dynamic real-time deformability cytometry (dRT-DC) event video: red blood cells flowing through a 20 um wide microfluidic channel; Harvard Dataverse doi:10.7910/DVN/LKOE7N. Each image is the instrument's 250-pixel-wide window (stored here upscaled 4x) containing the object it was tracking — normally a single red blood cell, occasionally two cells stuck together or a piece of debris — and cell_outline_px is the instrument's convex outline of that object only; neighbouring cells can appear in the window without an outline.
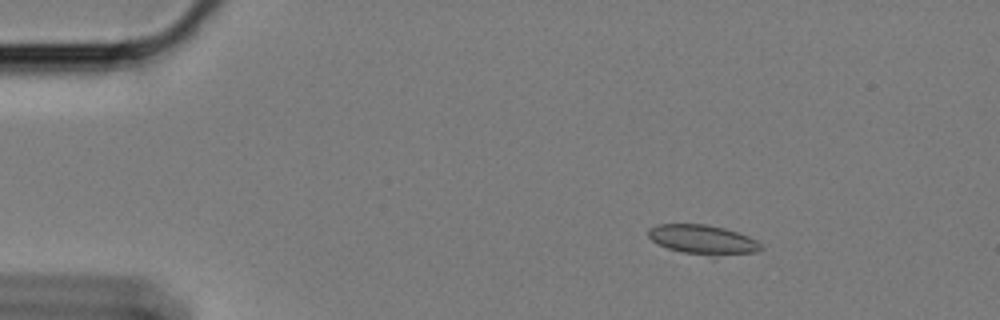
{"species": "Egyptian fruit bat (a non-hibernating species)", "species_latin": "Rousettus aegyptiacus", "temperature_condition": "cold", "stored_images_in_passage": 18, "camera_frame_rate_fps": 3000, "um_per_image_px": 0.085, "animal": {"sex": "female"}, "frame": {"image": 1, "passage_image": 1, "time_ms": 0.0, "image_size_px": [1000, 320], "cell_outline_px": [[764, 248], [756, 252], [716, 256], [712, 256], [684, 252], [668, 248], [652, 240], [648, 236], [648, 228], [656, 224], [708, 224], [724, 228], [748, 236], [756, 240]], "centroid_in_image_um": [59.74, 20.36], "position_along_channel_um": 25.3, "area_um2": 19.19}}
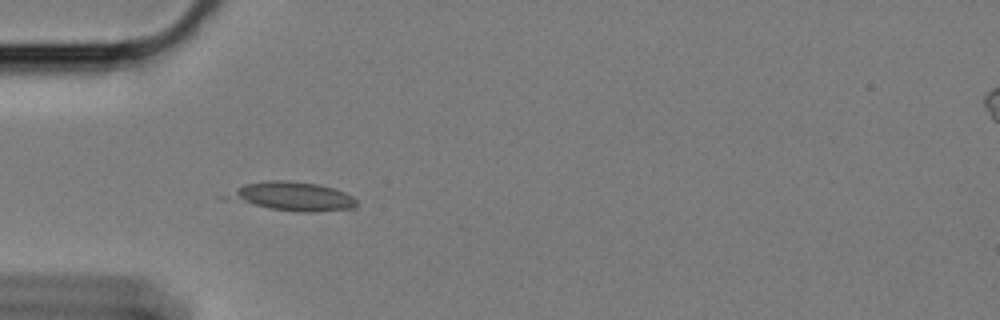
{"frame": {"image": 2, "passage_image": 10, "time_ms": 3.0, "image_size_px": [1000, 320], "cell_outline_px": [[356, 208], [316, 212], [296, 212], [268, 208], [224, 200], [216, 196], [244, 184], [268, 180], [288, 180], [320, 184], [344, 192], [352, 196], [356, 200]], "centroid_in_image_um": [24.7, 16.69], "position_along_channel_um": 60.3, "area_um2": 22.48}}
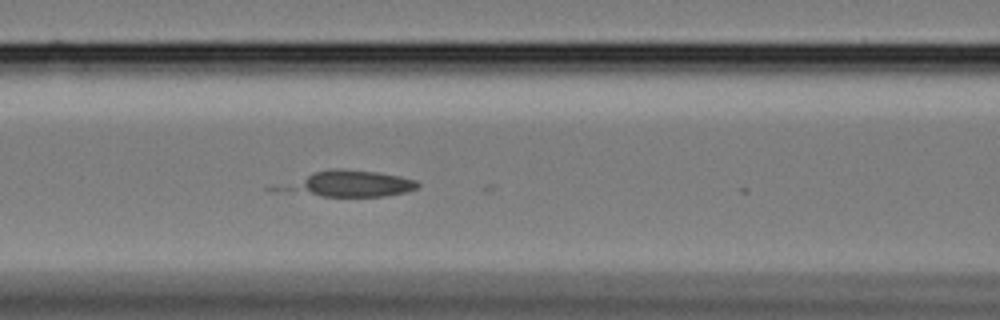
{"frame": {"image": 3, "passage_image": 17, "time_ms": 5.333, "image_size_px": [1000, 320], "cell_outline_px": [[420, 184], [416, 188], [404, 192], [384, 196], [320, 196], [264, 188], [328, 168], [344, 168], [380, 172], [400, 176], [416, 180]], "centroid_in_image_um": [29.55, 15.6], "position_along_channel_um": 137.0, "area_um2": 21.27}}